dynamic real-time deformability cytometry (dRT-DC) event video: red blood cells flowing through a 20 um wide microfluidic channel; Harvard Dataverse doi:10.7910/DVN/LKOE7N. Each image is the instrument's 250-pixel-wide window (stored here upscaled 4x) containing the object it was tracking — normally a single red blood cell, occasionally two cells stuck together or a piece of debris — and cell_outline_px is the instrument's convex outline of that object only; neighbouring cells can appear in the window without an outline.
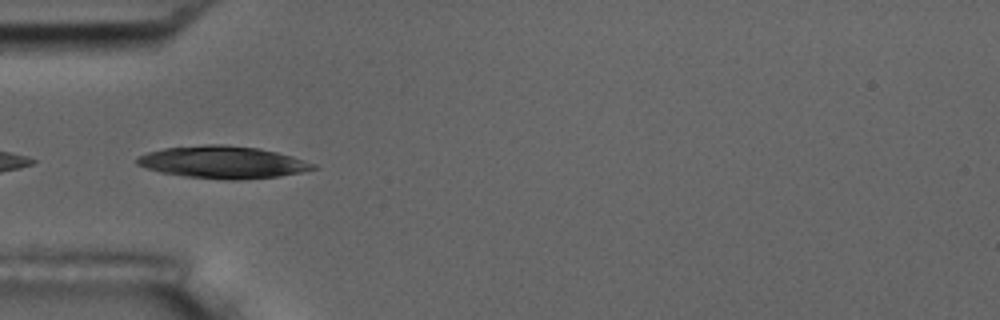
{"species": "common noctule bat (a hibernating species)", "species_latin": "Nyctalus noctula", "temperature_condition": "room temperature", "stored_images_in_passage": 7, "camera_frame_rate_fps": 3000, "um_per_image_px": 0.085, "animal": {"sex": "male", "body_mass_g": 17.5, "forearm_length_mm": 52.3}, "frame": {"image": 1, "passage_image": 3, "time_ms": 2.333, "image_size_px": [1000, 320], "cell_outline_px": [[320, 168], [280, 176], [236, 180], [228, 180], [184, 176], [160, 172], [136, 164], [136, 156], [148, 152], [164, 148], [204, 144], [224, 144], [260, 148], [292, 156], [316, 164]], "centroid_in_image_um": [18.94, 13.78], "position_along_channel_um": 66.1, "area_um2": 33.23}}
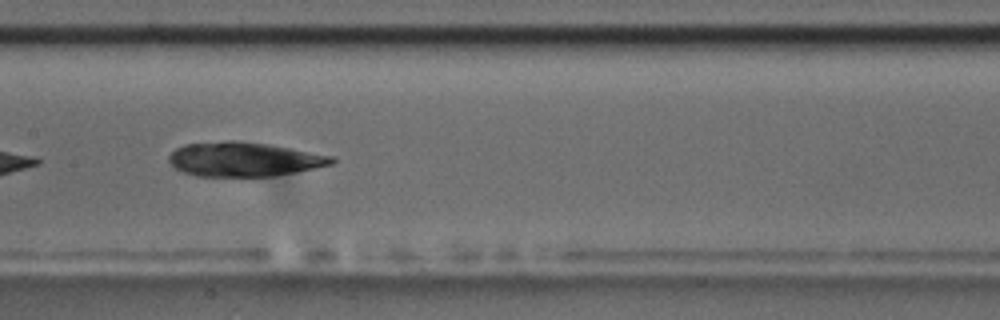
{"frame": {"image": 2, "passage_image": 6, "time_ms": 5.667, "image_size_px": [1000, 320], "cell_outline_px": [[336, 160], [332, 164], [296, 172], [276, 176], [196, 176], [184, 172], [176, 168], [168, 160], [168, 156], [176, 148], [184, 144], [228, 140], [236, 140], [268, 144], [292, 148], [332, 156]], "centroid_in_image_um": [20.73, 13.53], "position_along_channel_um": 186.7, "area_um2": 32.54}}